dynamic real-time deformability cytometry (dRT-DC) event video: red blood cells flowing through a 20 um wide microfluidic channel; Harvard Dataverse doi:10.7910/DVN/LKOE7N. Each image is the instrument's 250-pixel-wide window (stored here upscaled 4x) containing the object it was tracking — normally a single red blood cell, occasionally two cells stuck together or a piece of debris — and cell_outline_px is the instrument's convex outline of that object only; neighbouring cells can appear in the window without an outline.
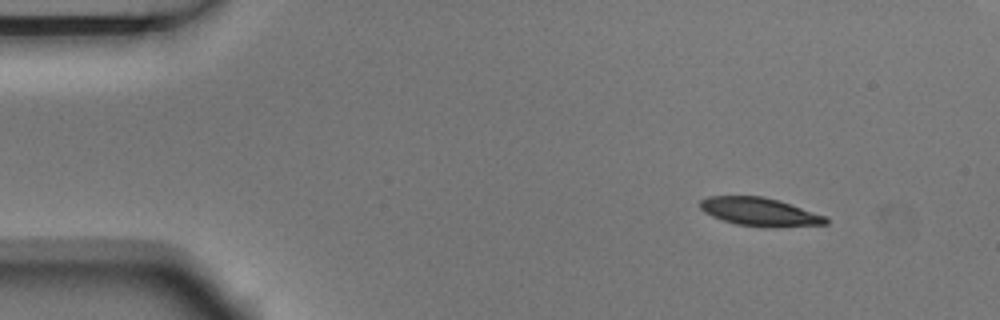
{"species": "Egyptian fruit bat (a non-hibernating species)", "species_latin": "Rousettus aegyptiacus", "temperature_condition": "room temperature", "stored_images_in_passage": 3, "camera_frame_rate_fps": 3000, "um_per_image_px": 0.085, "animal": {"sex": "male"}, "frame": {"image": 1, "passage_image": 1, "time_ms": 0.0, "image_size_px": [1000, 320], "cell_outline_px": [[828, 224], [736, 224], [712, 216], [704, 212], [700, 208], [700, 200], [708, 196], [764, 196], [824, 216], [828, 220]], "centroid_in_image_um": [64.42, 17.94], "position_along_channel_um": 20.6, "area_um2": 19.13}}